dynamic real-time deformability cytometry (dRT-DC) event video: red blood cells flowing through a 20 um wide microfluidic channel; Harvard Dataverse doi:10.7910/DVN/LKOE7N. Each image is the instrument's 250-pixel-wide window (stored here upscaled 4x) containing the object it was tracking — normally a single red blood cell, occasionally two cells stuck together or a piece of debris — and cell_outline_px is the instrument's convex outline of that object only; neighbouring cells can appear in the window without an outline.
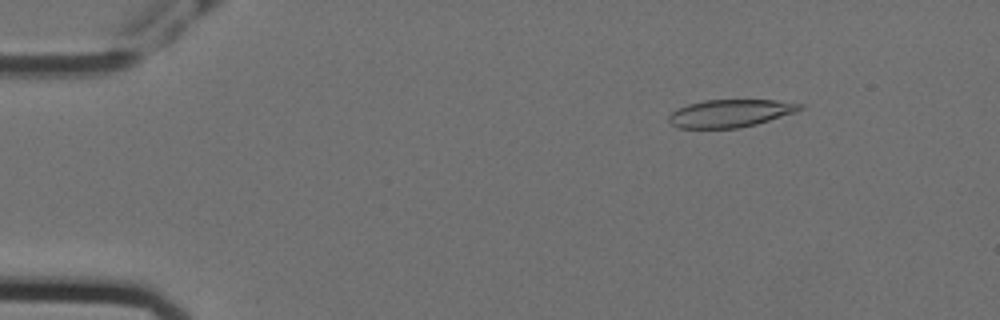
{"species": "Egyptian fruit bat (a non-hibernating species)", "species_latin": "Rousettus aegyptiacus", "temperature_condition": "cold", "stored_images_in_passage": 26, "camera_frame_rate_fps": 3000, "um_per_image_px": 0.085, "animal": {"sex": "female"}, "frame": {"image": 1, "passage_image": 8, "time_ms": 2.333, "image_size_px": [1000, 320], "cell_outline_px": [[804, 108], [796, 112], [756, 124], [740, 128], [680, 128], [672, 124], [668, 120], [668, 116], [672, 112], [688, 104], [704, 100], [776, 100], [804, 104]], "centroid_in_image_um": [62.11, 9.63], "position_along_channel_um": 22.9, "area_um2": 21.1}}
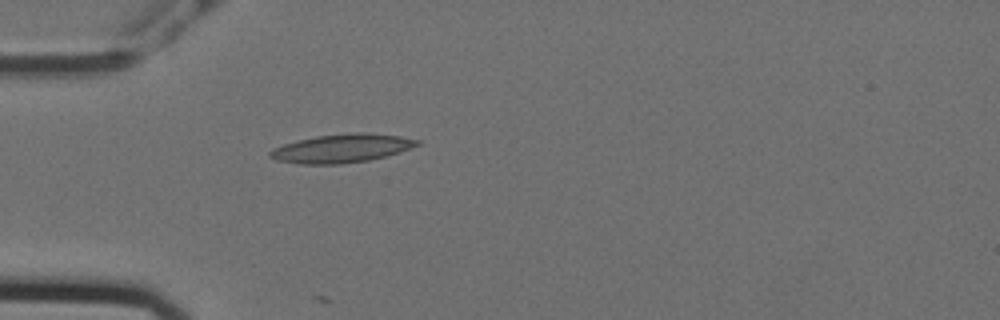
{"frame": {"image": 2, "passage_image": 17, "time_ms": 5.333, "image_size_px": [1000, 320], "cell_outline_px": [[420, 144], [384, 156], [368, 160], [340, 164], [300, 164], [276, 160], [268, 156], [268, 152], [272, 148], [284, 144], [316, 136], [352, 132], [364, 132], [400, 136], [420, 140]], "centroid_in_image_um": [28.99, 12.6], "position_along_channel_um": 56.0, "area_um2": 24.22}}
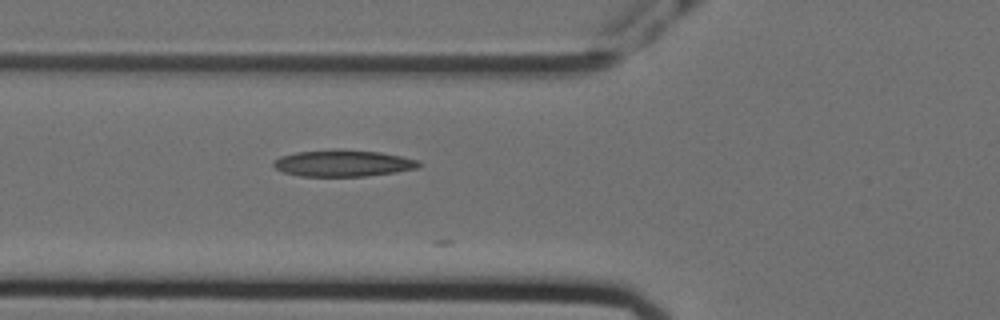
{"frame": {"image": 3, "passage_image": 21, "time_ms": 6.667, "image_size_px": [1000, 320], "cell_outline_px": [[424, 164], [420, 168], [396, 172], [364, 176], [300, 176], [284, 172], [276, 168], [272, 164], [272, 160], [280, 156], [296, 152], [336, 148], [340, 148], [380, 152], [420, 160]], "centroid_in_image_um": [29.19, 13.86], "position_along_channel_um": 96.6, "area_um2": 22.95}}